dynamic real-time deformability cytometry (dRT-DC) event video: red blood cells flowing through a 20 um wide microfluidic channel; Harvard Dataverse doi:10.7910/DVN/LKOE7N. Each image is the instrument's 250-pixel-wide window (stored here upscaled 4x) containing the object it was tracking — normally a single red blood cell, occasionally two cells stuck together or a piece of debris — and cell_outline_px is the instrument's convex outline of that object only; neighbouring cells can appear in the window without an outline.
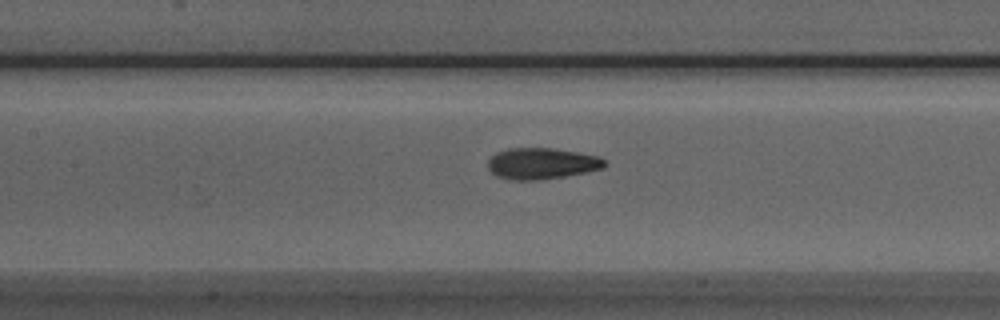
{"species": "Egyptian fruit bat (a non-hibernating species)", "species_latin": "Rousettus aegyptiacus", "temperature_condition": "room temperature", "stored_images_in_passage": 37, "camera_frame_rate_fps": 3000, "um_per_image_px": 0.085, "animal": {"sex": "male"}, "frame": {"image": 1, "passage_image": 8, "time_ms": 2.333, "image_size_px": [1000, 320], "cell_outline_px": [[608, 164], [604, 168], [564, 176], [540, 180], [508, 180], [496, 176], [488, 168], [488, 160], [496, 152], [508, 148], [552, 148], [576, 152], [596, 156], [604, 160]], "centroid_in_image_um": [46.01, 13.9], "position_along_channel_um": 161.4, "area_um2": 21.21}}
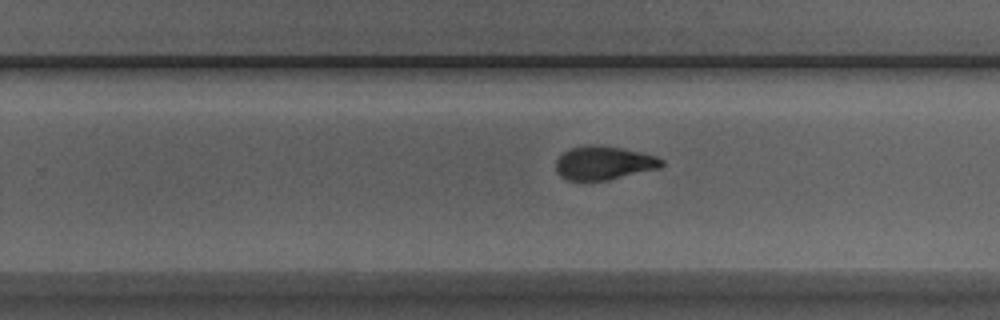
{"frame": {"image": 2, "passage_image": 17, "time_ms": 5.333, "image_size_px": [1000, 320], "cell_outline_px": [[664, 164], [660, 168], [608, 180], [584, 184], [564, 180], [556, 172], [556, 160], [564, 152], [572, 148], [592, 144], [596, 144], [624, 148], [656, 156], [664, 160]], "centroid_in_image_um": [51.28, 13.9], "position_along_channel_um": 278.5, "area_um2": 21.44}}
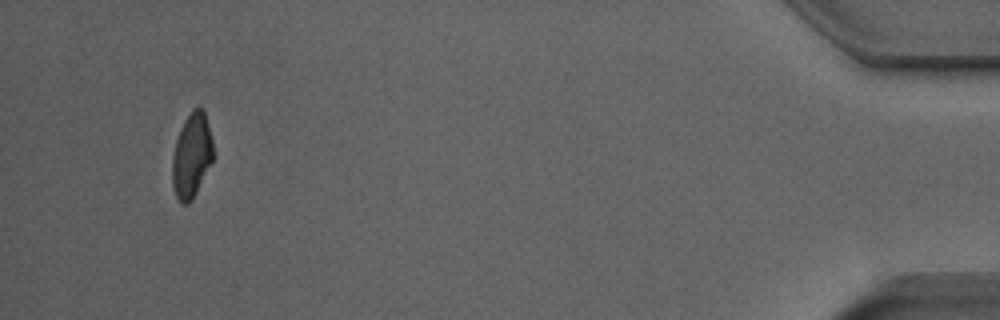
{"frame": {"image": 3, "passage_image": 34, "time_ms": 11.0, "image_size_px": [1000, 320], "cell_outline_px": [[212, 160], [192, 200], [188, 204], [180, 204], [176, 196], [172, 184], [172, 156], [176, 140], [180, 128], [184, 120], [192, 108], [204, 108], [212, 140]], "centroid_in_image_um": [16.26, 13.2], "position_along_channel_um": 418.9, "area_um2": 20.06}, "authors_computed_cell_mechanics": {"area_um2": 21.3282, "velocity_mm_per_s": 3.9181, "shape_relaxation_time_tau1_ms": 3.7512, "shape_relaxation_time_tau2_ms": 1.3711, "deformation_change_tau1": 0.1461, "deformation_change_tau2": 0.0691}}